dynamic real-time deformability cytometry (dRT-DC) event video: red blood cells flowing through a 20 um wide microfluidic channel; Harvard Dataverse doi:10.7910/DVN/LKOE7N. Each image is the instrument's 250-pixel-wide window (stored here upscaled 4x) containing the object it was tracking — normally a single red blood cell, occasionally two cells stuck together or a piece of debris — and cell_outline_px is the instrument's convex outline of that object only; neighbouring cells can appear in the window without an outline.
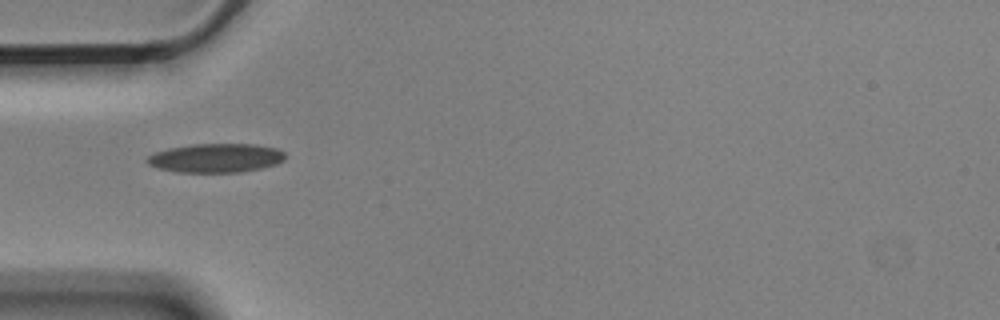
{"species": "Egyptian fruit bat (a non-hibernating species)", "species_latin": "Rousettus aegyptiacus", "temperature_condition": "cold", "stored_images_in_passage": 5, "camera_frame_rate_fps": 3000, "um_per_image_px": 0.085, "animal": {"sex": "male"}, "frame": {"image": 1, "passage_image": 2, "time_ms": 0.333, "image_size_px": [1000, 320], "cell_outline_px": [[284, 160], [276, 164], [260, 168], [240, 172], [176, 172], [156, 168], [148, 164], [144, 160], [148, 156], [156, 152], [168, 148], [192, 144], [256, 144], [276, 148], [284, 152]], "centroid_in_image_um": [18.31, 13.43], "position_along_channel_um": 66.7, "area_um2": 23.35}}
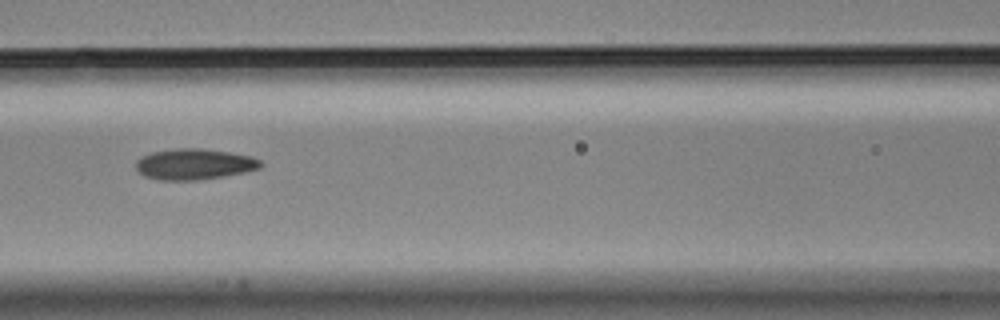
{"frame": {"image": 2, "passage_image": 4, "time_ms": 1.0, "image_size_px": [1000, 320], "cell_outline_px": [[264, 164], [260, 168], [244, 172], [224, 176], [200, 180], [156, 180], [144, 176], [136, 168], [136, 160], [140, 156], [152, 152], [176, 148], [200, 148], [228, 152], [252, 156], [260, 160]], "centroid_in_image_um": [16.5, 13.95], "position_along_channel_um": 150.1, "area_um2": 22.6}}
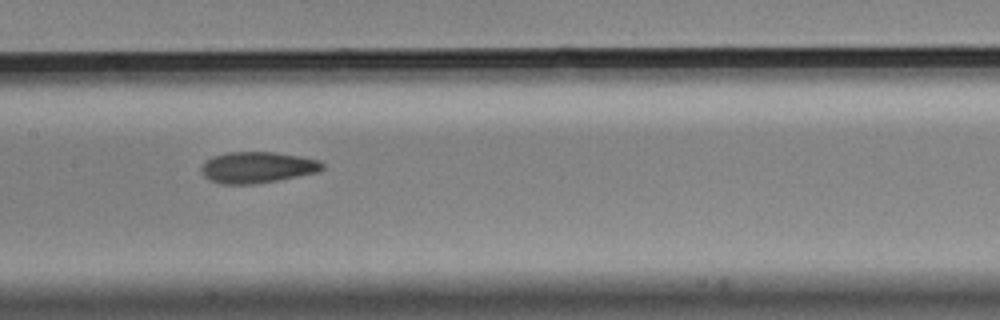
{"frame": {"image": 3, "passage_image": 5, "time_ms": 1.333, "image_size_px": [1000, 320], "cell_outline_px": [[324, 168], [320, 172], [276, 180], [252, 184], [220, 184], [208, 180], [200, 172], [200, 168], [212, 156], [228, 152], [276, 152], [300, 156], [320, 160], [324, 164]], "centroid_in_image_um": [21.88, 14.22], "position_along_channel_um": 185.5, "area_um2": 22.14}}